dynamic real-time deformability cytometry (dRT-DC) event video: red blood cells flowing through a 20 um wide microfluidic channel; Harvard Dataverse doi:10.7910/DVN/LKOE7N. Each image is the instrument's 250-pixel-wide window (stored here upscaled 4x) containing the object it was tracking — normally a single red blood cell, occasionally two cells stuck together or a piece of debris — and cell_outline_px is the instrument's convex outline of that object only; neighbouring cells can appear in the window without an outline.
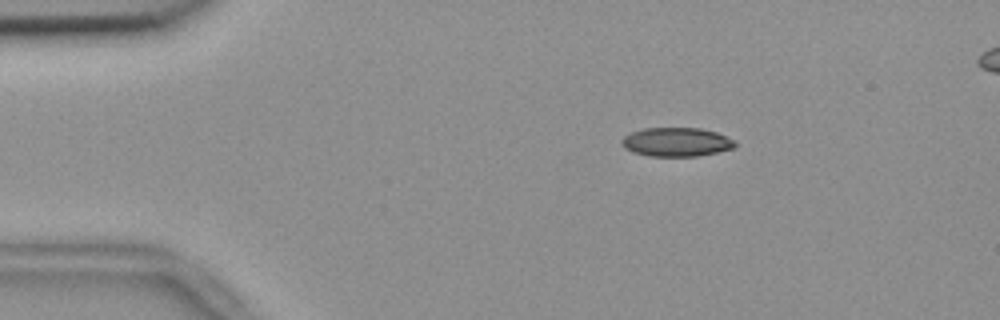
{"species": "common noctule bat (a hibernating species)", "species_latin": "Nyctalus noctula", "temperature_condition": "room temperature", "stored_images_in_passage": 53, "camera_frame_rate_fps": 3000, "um_per_image_px": 0.085, "animal": {"sex": "female", "body_mass_g": 18.4}, "frame": {"image": 1, "passage_image": 7, "time_ms": 2.0, "image_size_px": [1000, 320], "cell_outline_px": [[736, 144], [732, 148], [716, 152], [696, 156], [648, 156], [632, 152], [624, 148], [620, 144], [620, 140], [624, 136], [632, 132], [644, 128], [700, 128], [716, 132], [736, 140]], "centroid_in_image_um": [57.46, 12.07], "position_along_channel_um": 27.5, "area_um2": 19.13}}
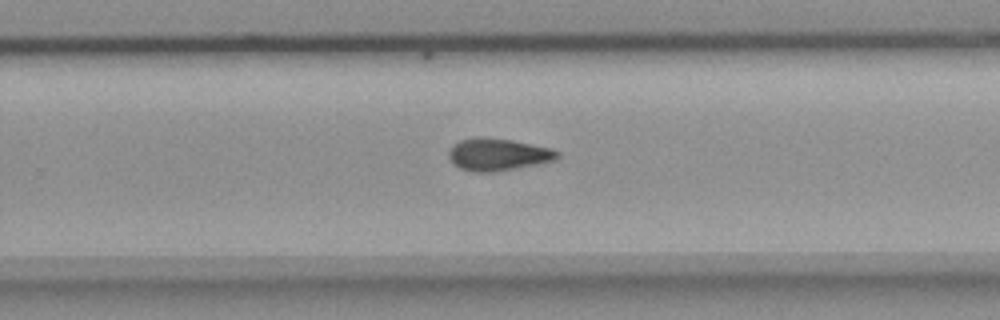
{"frame": {"image": 2, "passage_image": 33, "time_ms": 10.667, "image_size_px": [1000, 320], "cell_outline_px": [[560, 156], [556, 160], [536, 164], [488, 172], [472, 172], [460, 168], [452, 164], [448, 156], [448, 152], [452, 144], [460, 140], [476, 136], [484, 136], [512, 140], [552, 148], [560, 152]], "centroid_in_image_um": [42.29, 13.11], "position_along_channel_um": 287.5, "area_um2": 20.58}}
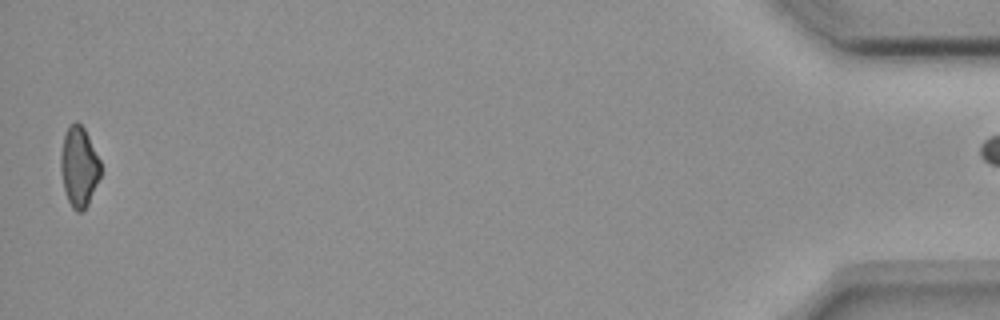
{"frame": {"image": 3, "passage_image": 52, "time_ms": 17.0, "image_size_px": [1000, 320], "cell_outline_px": [[100, 176], [88, 204], [80, 212], [76, 212], [72, 208], [68, 200], [64, 188], [60, 168], [60, 152], [64, 136], [68, 124], [76, 120], [84, 128], [100, 160]], "centroid_in_image_um": [6.69, 14.14], "position_along_channel_um": 428.5, "area_um2": 18.55}}